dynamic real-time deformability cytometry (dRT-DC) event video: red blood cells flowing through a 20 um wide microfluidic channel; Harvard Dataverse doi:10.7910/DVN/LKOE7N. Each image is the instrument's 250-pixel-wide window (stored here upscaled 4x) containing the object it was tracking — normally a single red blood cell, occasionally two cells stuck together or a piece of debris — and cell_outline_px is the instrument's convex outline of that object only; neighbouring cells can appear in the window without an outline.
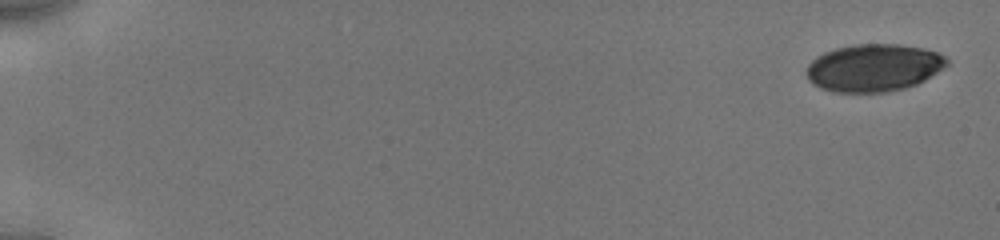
{"species": "human", "species_latin": "Homo sapiens", "temperature_condition": "cold", "stored_images_in_passage": 18, "camera_frame_rate_fps": 3000, "um_per_image_px": 0.085, "donor": {"sex": "male"}, "frame": {"image": 1, "passage_image": 1, "time_ms": 0.0, "image_size_px": [1000, 240], "cell_outline_px": [[948, 64], [924, 80], [916, 84], [904, 88], [888, 92], [836, 92], [820, 88], [812, 84], [808, 80], [808, 64], [816, 56], [824, 52], [836, 48], [856, 44], [900, 44], [924, 48], [948, 56]], "centroid_in_image_um": [74.27, 5.75], "position_along_channel_um": 10.7, "area_um2": 38.84}}
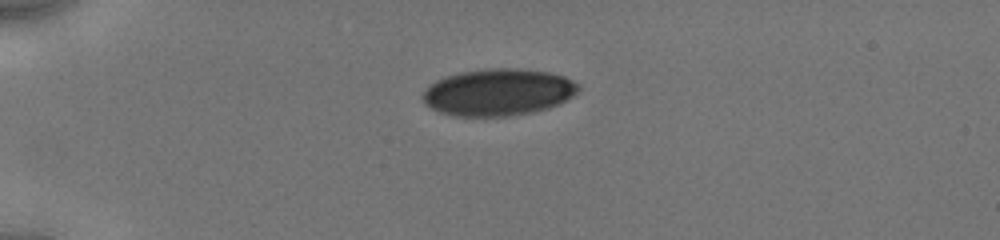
{"frame": {"image": 2, "passage_image": 8, "time_ms": 4.333, "image_size_px": [1000, 240], "cell_outline_px": [[580, 88], [572, 96], [548, 108], [532, 112], [508, 116], [452, 116], [440, 112], [424, 104], [420, 96], [424, 88], [436, 80], [444, 76], [460, 72], [492, 68], [512, 68], [548, 72], [564, 76], [580, 84]], "centroid_in_image_um": [42.29, 7.84], "position_along_channel_um": 42.7, "area_um2": 42.66}}
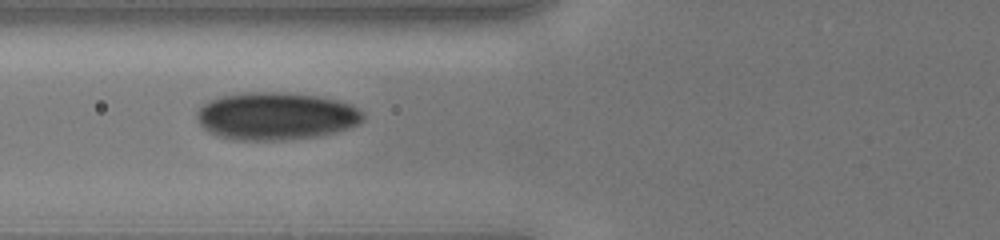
{"frame": {"image": 3, "passage_image": 16, "time_ms": 7.0, "image_size_px": [1000, 240], "cell_outline_px": [[364, 120], [360, 124], [336, 132], [320, 136], [284, 140], [236, 140], [220, 136], [208, 132], [200, 124], [196, 116], [196, 112], [208, 100], [220, 96], [240, 92], [284, 92], [316, 96], [336, 100], [352, 104], [364, 112]], "centroid_in_image_um": [23.48, 9.86], "position_along_channel_um": 102.3, "area_um2": 46.53}}